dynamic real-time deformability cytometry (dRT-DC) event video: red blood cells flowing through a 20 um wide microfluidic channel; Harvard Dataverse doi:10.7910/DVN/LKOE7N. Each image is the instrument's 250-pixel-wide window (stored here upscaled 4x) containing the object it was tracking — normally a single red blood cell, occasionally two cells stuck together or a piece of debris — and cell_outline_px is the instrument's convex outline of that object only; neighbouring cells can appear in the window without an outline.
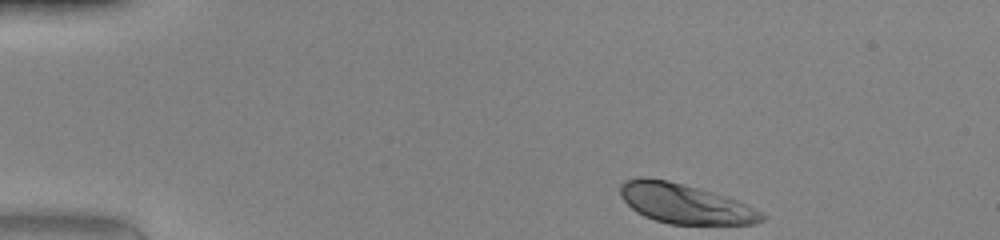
{"species": "human", "species_latin": "Homo sapiens", "temperature_condition": "warm", "stored_images_in_passage": 19, "camera_frame_rate_fps": 3000, "um_per_image_px": 0.085, "donor": {"sex": "female"}, "frame": {"image": 1, "passage_image": 1, "time_ms": 0.0, "image_size_px": [1000, 240], "cell_outline_px": [[768, 216], [764, 220], [756, 224], [668, 224], [644, 216], [636, 212], [620, 196], [620, 184], [624, 180], [640, 176], [644, 176], [668, 180], [728, 196]], "centroid_in_image_um": [58.19, 17.3], "position_along_channel_um": 26.8, "area_um2": 32.83}}
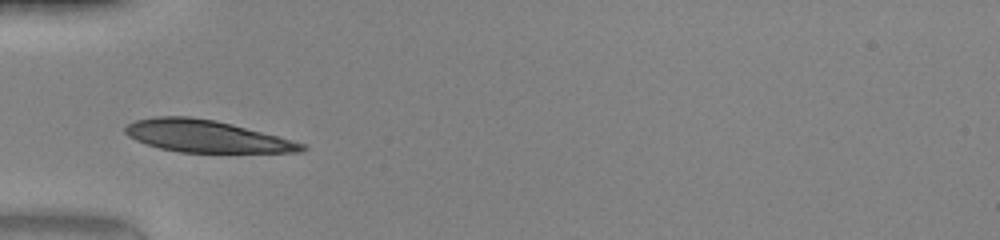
{"frame": {"image": 2, "passage_image": 10, "time_ms": 3.0, "image_size_px": [1000, 240], "cell_outline_px": [[308, 148], [304, 152], [180, 152], [160, 148], [136, 140], [128, 136], [124, 132], [124, 128], [128, 124], [136, 120], [156, 116], [188, 116], [216, 120], [232, 124], [308, 144]], "centroid_in_image_um": [17.56, 11.58], "position_along_channel_um": 67.4, "area_um2": 32.89}}
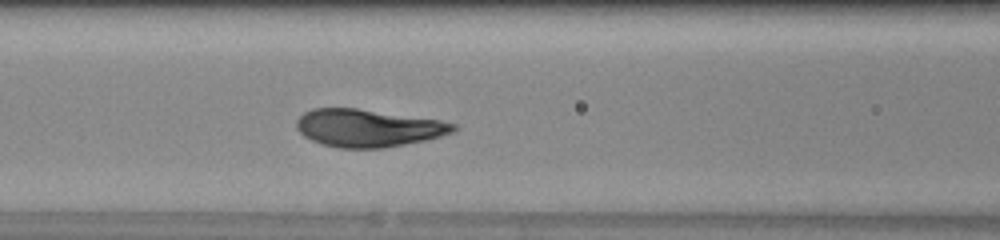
{"frame": {"image": 3, "passage_image": 15, "time_ms": 4.667, "image_size_px": [1000, 240], "cell_outline_px": [[460, 128], [456, 132], [424, 140], [384, 148], [340, 148], [324, 144], [312, 140], [304, 136], [296, 128], [296, 120], [304, 112], [312, 108], [356, 108], [440, 120], [456, 124]], "centroid_in_image_um": [31.3, 10.87], "position_along_channel_um": 135.3, "area_um2": 34.33}}